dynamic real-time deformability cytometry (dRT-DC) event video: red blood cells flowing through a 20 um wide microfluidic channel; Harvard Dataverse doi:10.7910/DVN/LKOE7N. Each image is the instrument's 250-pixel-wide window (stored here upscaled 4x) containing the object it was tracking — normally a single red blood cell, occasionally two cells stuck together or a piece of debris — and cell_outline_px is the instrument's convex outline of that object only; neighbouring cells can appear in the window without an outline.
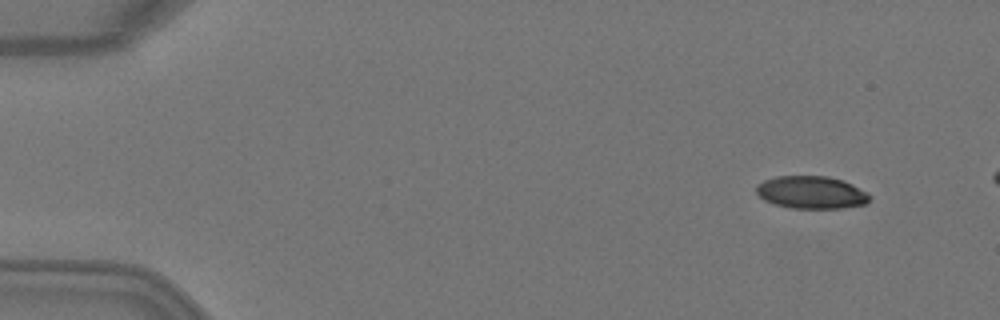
{"species": "Egyptian fruit bat (a non-hibernating species)", "species_latin": "Rousettus aegyptiacus", "temperature_condition": "warm", "stored_images_in_passage": 4, "camera_frame_rate_fps": 3000, "um_per_image_px": 0.085, "animal": {"sex": "female"}, "frame": {"image": 1, "passage_image": 1, "time_ms": 0.0, "image_size_px": [1000, 320], "cell_outline_px": [[872, 196], [864, 204], [840, 208], [792, 208], [776, 204], [764, 200], [756, 192], [756, 184], [764, 180], [776, 176], [828, 176], [844, 180], [868, 192]], "centroid_in_image_um": [68.97, 16.34], "position_along_channel_um": 16.0, "area_um2": 21.56}}